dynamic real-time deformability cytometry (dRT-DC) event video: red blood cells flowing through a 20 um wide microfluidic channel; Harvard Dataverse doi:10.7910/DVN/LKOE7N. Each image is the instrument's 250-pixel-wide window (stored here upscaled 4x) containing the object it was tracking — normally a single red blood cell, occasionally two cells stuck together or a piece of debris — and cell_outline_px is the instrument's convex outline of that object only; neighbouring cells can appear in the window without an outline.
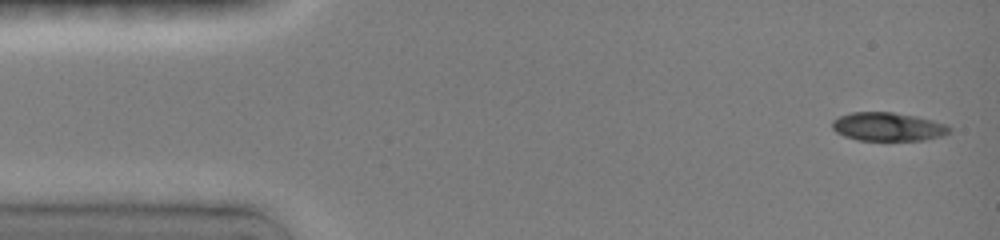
{"species": "common noctule bat (a hibernating species)", "species_latin": "Nyctalus noctula", "temperature_condition": "room temperature", "stored_images_in_passage": 25, "camera_frame_rate_fps": 3000, "um_per_image_px": 0.085, "animal": {"sex": "female", "body_mass_g": 19.0, "forearm_length_mm": 51.5}, "frame": {"image": 1, "passage_image": 1, "time_ms": 0.0, "image_size_px": [1000, 240], "cell_outline_px": [[952, 128], [944, 136], [924, 140], [860, 140], [844, 136], [836, 132], [832, 128], [832, 120], [840, 116], [852, 112], [892, 112], [916, 116], [948, 124]], "centroid_in_image_um": [75.5, 10.77], "position_along_channel_um": 9.5, "area_um2": 19.54}}
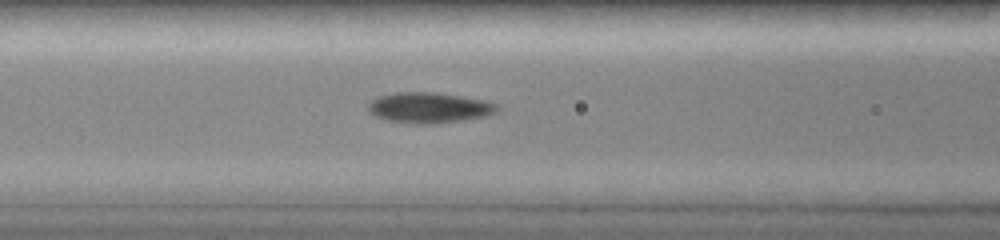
{"frame": {"image": 2, "passage_image": 12, "time_ms": 5.667, "image_size_px": [1000, 240], "cell_outline_px": [[496, 112], [488, 116], [464, 120], [432, 124], [412, 124], [388, 120], [376, 116], [368, 112], [368, 104], [372, 100], [380, 96], [396, 92], [432, 92], [484, 100], [496, 104]], "centroid_in_image_um": [36.45, 9.16], "position_along_channel_um": 130.2, "area_um2": 22.83}}
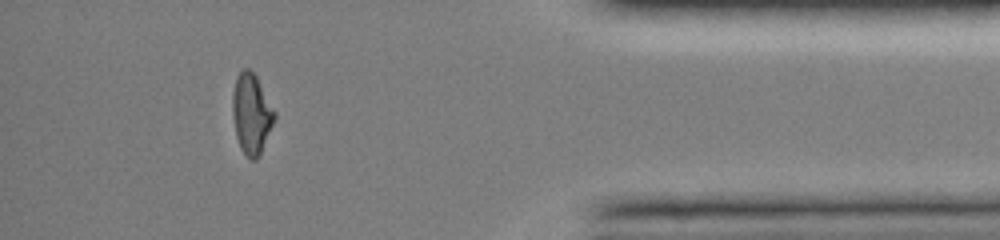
{"frame": {"image": 3, "passage_image": 23, "time_ms": 13.333, "image_size_px": [1000, 240], "cell_outline_px": [[276, 116], [260, 156], [256, 160], [252, 160], [240, 148], [236, 136], [232, 112], [232, 92], [236, 76], [244, 68], [248, 68], [256, 76], [276, 112]], "centroid_in_image_um": [21.37, 9.67], "position_along_channel_um": 413.8, "area_um2": 19.65}, "authors_computed_cell_mechanics": {"area_um2": 20.7502, "velocity_mm_per_s": 4.0677, "shape_relaxation_time_tau1_ms": 4.5412, "shape_relaxation_time_tau2_ms": 2.8203, "deformation_change_tau1": 0.1732, "deformation_change_tau2": 0.0683}}